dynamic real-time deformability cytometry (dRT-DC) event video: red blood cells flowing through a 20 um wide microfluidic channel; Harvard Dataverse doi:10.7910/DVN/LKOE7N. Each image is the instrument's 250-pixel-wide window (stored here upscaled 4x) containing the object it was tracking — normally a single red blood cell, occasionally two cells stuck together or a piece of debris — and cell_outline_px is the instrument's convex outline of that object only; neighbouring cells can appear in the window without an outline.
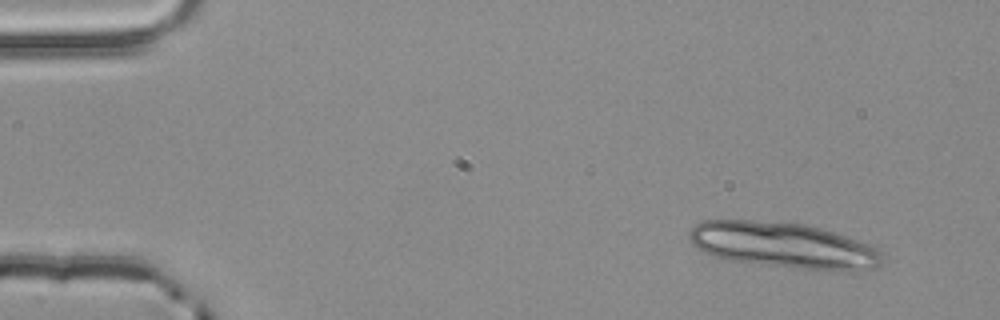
{"species": "common noctule bat (a hibernating species)", "species_latin": "Nyctalus noctula", "temperature_condition": "room temperature", "stored_images_in_passage": 3, "camera_frame_rate_fps": 3000, "um_per_image_px": 0.085, "animal": {"sex": "male", "body_mass_g": 20.4}, "frame": {"image": 1, "passage_image": 1, "time_ms": 0.0, "image_size_px": [1000, 320], "cell_outline_px": [[884, 260], [876, 268], [800, 268], [728, 260], [712, 256], [704, 252], [692, 244], [688, 232], [696, 224], [704, 220], [748, 220], [804, 224], [820, 228], [872, 244], [880, 248], [884, 252]], "centroid_in_image_um": [66.57, 20.81], "position_along_channel_um": 18.4, "area_um2": 50.63}}